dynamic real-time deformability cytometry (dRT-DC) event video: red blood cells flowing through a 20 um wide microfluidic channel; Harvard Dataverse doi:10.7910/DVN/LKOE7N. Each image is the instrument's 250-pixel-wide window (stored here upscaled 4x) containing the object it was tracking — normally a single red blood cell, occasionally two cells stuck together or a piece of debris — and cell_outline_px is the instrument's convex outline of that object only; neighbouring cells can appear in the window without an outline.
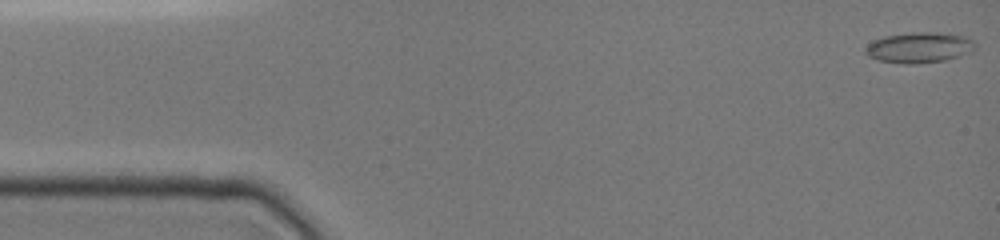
{"species": "common noctule bat (a hibernating species)", "species_latin": "Nyctalus noctula", "temperature_condition": "cold", "stored_images_in_passage": 44, "camera_frame_rate_fps": 3000, "um_per_image_px": 0.085, "animal": {"sex": "female", "body_mass_g": 19.0, "forearm_length_mm": 51.5}, "frame": {"image": 1, "passage_image": 1, "time_ms": 0.0, "image_size_px": [1000, 240], "cell_outline_px": [[976, 48], [972, 52], [960, 56], [944, 60], [916, 64], [904, 64], [880, 60], [868, 56], [864, 52], [864, 48], [868, 44], [884, 36], [912, 32], [936, 32], [964, 36], [972, 40], [976, 44]], "centroid_in_image_um": [78.15, 4.04], "position_along_channel_um": 6.9, "area_um2": 19.59}}
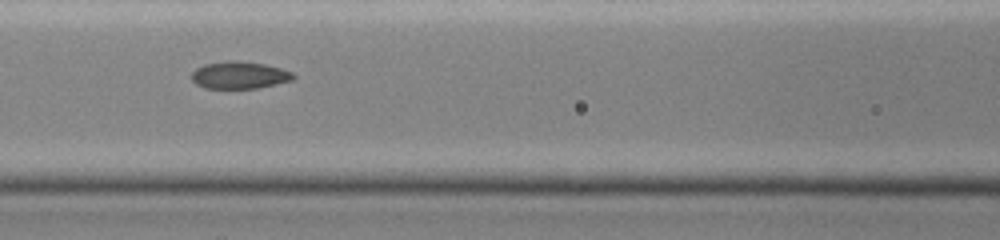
{"frame": {"image": 2, "passage_image": 18, "time_ms": 6.667, "image_size_px": [1000, 240], "cell_outline_px": [[296, 80], [256, 88], [204, 88], [196, 84], [192, 80], [192, 72], [196, 68], [204, 64], [228, 60], [240, 60], [264, 64], [280, 68], [292, 72], [296, 76]], "centroid_in_image_um": [20.37, 6.38], "position_along_channel_um": 146.2, "area_um2": 16.3}}
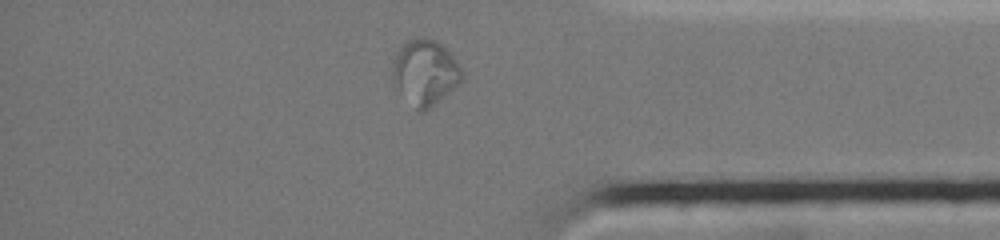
{"frame": {"image": 3, "passage_image": 35, "time_ms": 13.333, "image_size_px": [1000, 240], "cell_outline_px": [[464, 76], [460, 84], [456, 88], [424, 112], [416, 112], [392, 88], [392, 68], [396, 52], [408, 40], [420, 36], [424, 36], [436, 40], [460, 64], [464, 72]], "centroid_in_image_um": [36.1, 6.21], "position_along_channel_um": 399.1, "area_um2": 27.4}}